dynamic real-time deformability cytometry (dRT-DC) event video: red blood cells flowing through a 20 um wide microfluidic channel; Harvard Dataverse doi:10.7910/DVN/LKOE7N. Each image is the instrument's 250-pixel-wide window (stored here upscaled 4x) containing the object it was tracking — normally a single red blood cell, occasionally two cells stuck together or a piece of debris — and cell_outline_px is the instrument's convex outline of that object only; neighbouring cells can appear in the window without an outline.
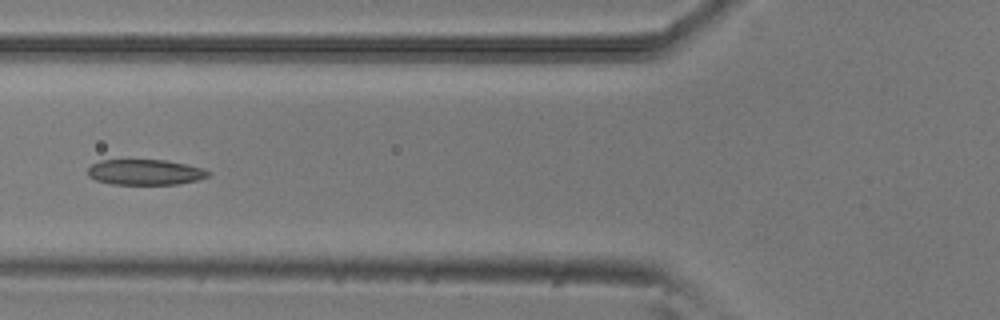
{"species": "common noctule bat (a hibernating species)", "species_latin": "Nyctalus noctula", "temperature_condition": "room temperature", "stored_images_in_passage": 5, "camera_frame_rate_fps": 3000, "um_per_image_px": 0.085, "animal": {"sex": "male", "body_mass_g": 20.5, "forearm_length_mm": 52.5}, "frame": {"image": 1, "passage_image": 5, "time_ms": 1.333, "image_size_px": [1000, 320], "cell_outline_px": [[212, 172], [208, 176], [196, 180], [180, 184], [112, 184], [96, 180], [88, 176], [88, 168], [92, 164], [100, 160], [164, 160], [204, 168]], "centroid_in_image_um": [12.34, 14.63], "position_along_channel_um": 113.5, "area_um2": 17.86}}